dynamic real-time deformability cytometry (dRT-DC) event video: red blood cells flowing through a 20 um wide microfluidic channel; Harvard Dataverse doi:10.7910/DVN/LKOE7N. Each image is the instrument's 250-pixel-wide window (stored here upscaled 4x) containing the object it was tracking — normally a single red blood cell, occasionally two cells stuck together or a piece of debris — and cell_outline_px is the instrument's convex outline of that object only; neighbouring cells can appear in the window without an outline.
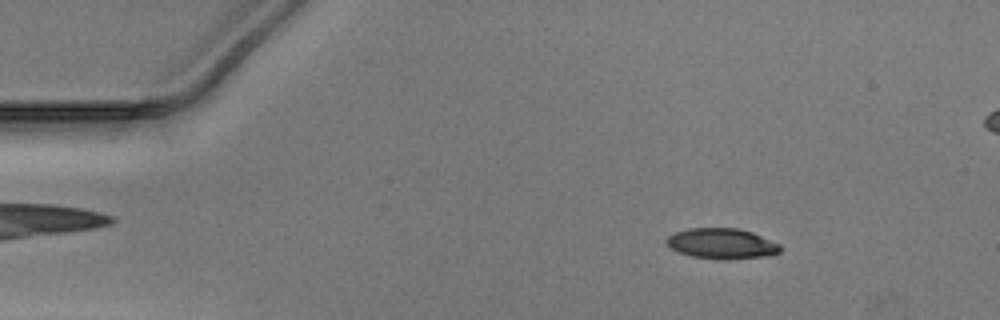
{"species": "Egyptian fruit bat (a non-hibernating species)", "species_latin": "Rousettus aegyptiacus", "temperature_condition": "warm", "stored_images_in_passage": 51, "camera_frame_rate_fps": 3000, "um_per_image_px": 0.085, "animal": {"sex": "male"}, "frame": {"image": 1, "passage_image": 7, "time_ms": 2.0, "image_size_px": [1000, 320], "cell_outline_px": [[780, 252], [768, 256], [692, 256], [680, 252], [664, 244], [664, 240], [668, 236], [676, 232], [688, 228], [736, 228], [752, 232], [780, 244]], "centroid_in_image_um": [61.3, 20.64], "position_along_channel_um": 23.7, "area_um2": 19.13}}
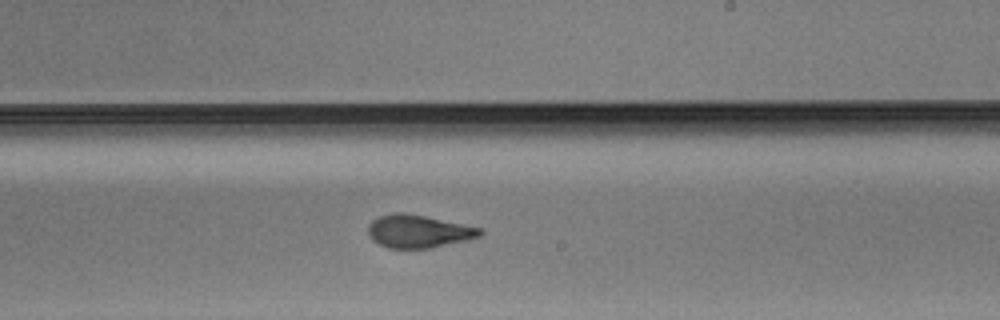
{"frame": {"image": 2, "passage_image": 30, "time_ms": 9.667, "image_size_px": [1000, 320], "cell_outline_px": [[484, 232], [480, 236], [468, 240], [432, 248], [388, 248], [372, 240], [368, 236], [368, 224], [372, 220], [380, 216], [392, 212], [404, 212], [484, 228]], "centroid_in_image_um": [35.58, 19.66], "position_along_channel_um": 253.4, "area_um2": 21.68}}
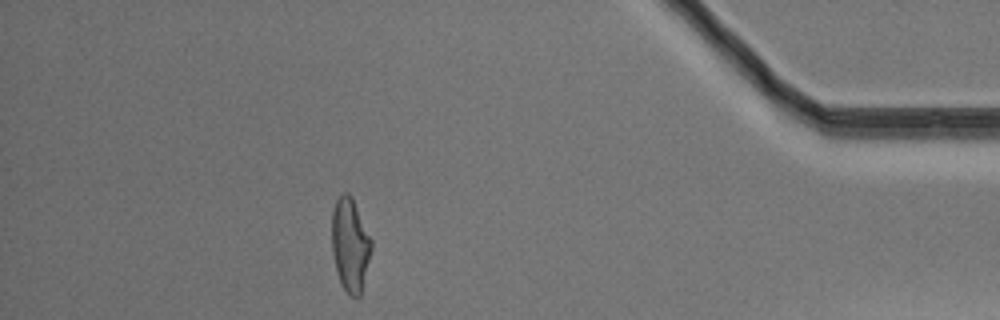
{"frame": {"image": 3, "passage_image": 45, "time_ms": 14.667, "image_size_px": [1000, 320], "cell_outline_px": [[372, 248], [360, 296], [356, 300], [344, 288], [340, 280], [336, 268], [332, 252], [332, 212], [336, 200], [340, 192], [348, 192], [352, 196], [372, 240]], "centroid_in_image_um": [29.77, 20.76], "position_along_channel_um": 405.4, "area_um2": 21.5}}